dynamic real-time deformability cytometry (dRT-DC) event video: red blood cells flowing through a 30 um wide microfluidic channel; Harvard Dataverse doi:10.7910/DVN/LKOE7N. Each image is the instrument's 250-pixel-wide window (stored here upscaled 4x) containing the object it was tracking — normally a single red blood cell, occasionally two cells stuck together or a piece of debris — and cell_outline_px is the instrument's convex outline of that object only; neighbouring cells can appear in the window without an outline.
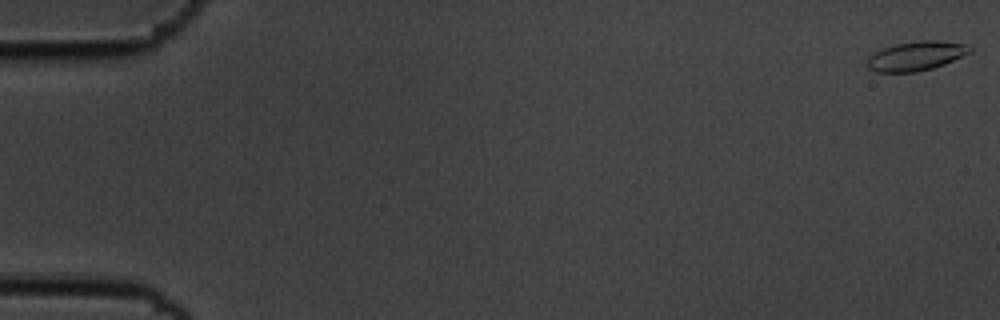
{"species": "common noctule bat (a hibernating species)", "species_latin": "Nyctalus noctula", "temperature_condition": "cold", "stored_images_in_passage": 56, "camera_frame_rate_fps": 3000, "um_per_image_px": 0.085, "animal": {"sex": "male", "body_mass_g": 19.5, "forearm_length_mm": 54.6}, "frame": {"image": 1, "passage_image": 1, "time_ms": 0.0, "image_size_px": [1000, 320], "cell_outline_px": [[972, 52], [944, 64], [932, 68], [916, 72], [876, 72], [868, 68], [868, 56], [884, 48], [896, 44], [920, 40], [936, 40], [968, 44], [972, 48]], "centroid_in_image_um": [77.9, 4.75], "position_along_channel_um": 7.1, "area_um2": 17.46}}
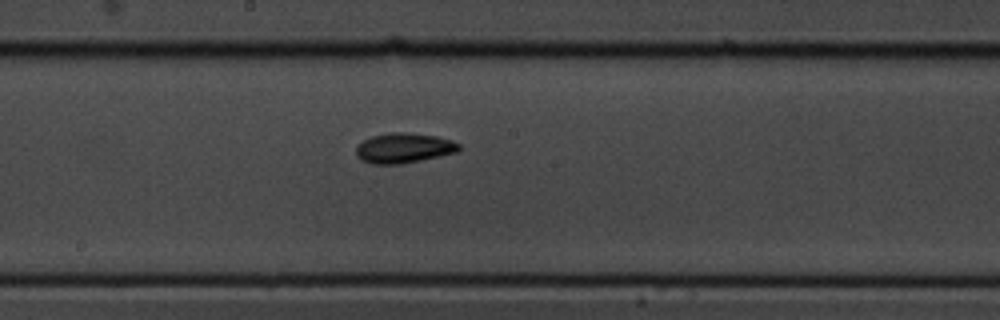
{"frame": {"image": 2, "passage_image": 31, "time_ms": 10.0, "image_size_px": [1000, 320], "cell_outline_px": [[460, 148], [456, 152], [440, 156], [400, 164], [372, 164], [360, 160], [356, 156], [356, 144], [372, 136], [392, 132], [408, 132], [436, 136], [452, 140], [460, 144]], "centroid_in_image_um": [34.29, 12.58], "position_along_channel_um": 213.9, "area_um2": 18.09}}
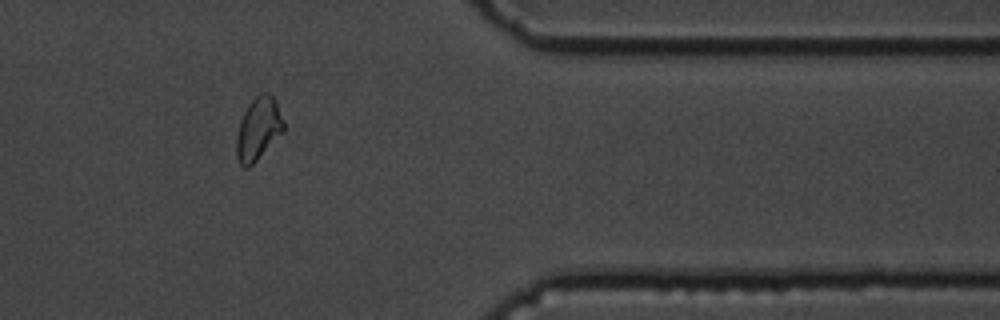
{"frame": {"image": 3, "passage_image": 47, "time_ms": 15.333, "image_size_px": [1000, 320], "cell_outline_px": [[284, 132], [248, 168], [244, 168], [240, 164], [236, 156], [236, 136], [240, 120], [248, 104], [260, 92], [268, 92], [276, 100], [284, 120]], "centroid_in_image_um": [21.96, 10.93], "position_along_channel_um": 389.4, "area_um2": 17.4}, "authors_computed_cell_mechanics": {"area_um2": 17.34, "velocity_mm_per_s": 3.6062, "shape_relaxation_time_tau1_ms": 5.0779, "shape_relaxation_time_tau2_ms": 8.603, "deformation_change_tau1": 0.1335, "deformation_change_tau2": 0.144}}